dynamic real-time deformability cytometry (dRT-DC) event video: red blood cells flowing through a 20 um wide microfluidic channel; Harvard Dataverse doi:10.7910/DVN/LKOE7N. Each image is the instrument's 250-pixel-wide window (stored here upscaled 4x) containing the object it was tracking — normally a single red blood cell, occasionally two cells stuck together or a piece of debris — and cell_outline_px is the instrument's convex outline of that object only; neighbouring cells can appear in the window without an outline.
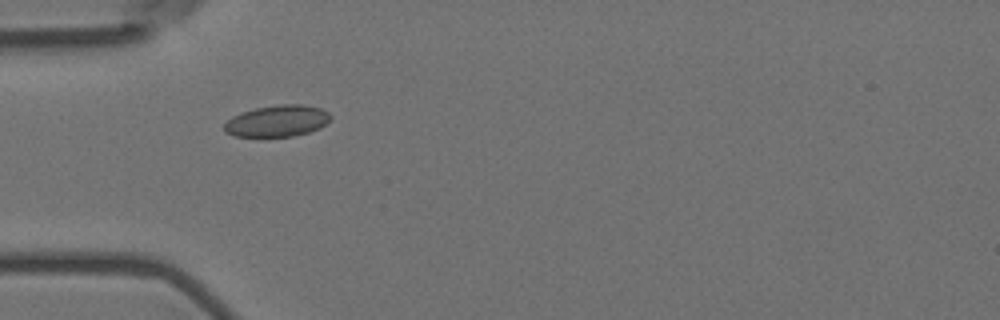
{"species": "Egyptian fruit bat (a non-hibernating species)", "species_latin": "Rousettus aegyptiacus", "temperature_condition": "room temperature", "stored_images_in_passage": 10, "camera_frame_rate_fps": 3000, "um_per_image_px": 0.085, "animal": {"sex": "female"}, "frame": {"image": 1, "passage_image": 5, "time_ms": 1.333, "image_size_px": [1000, 320], "cell_outline_px": [[332, 116], [320, 128], [308, 132], [292, 136], [236, 136], [224, 132], [224, 124], [232, 116], [240, 112], [256, 108], [280, 104], [304, 104], [320, 108], [328, 112]], "centroid_in_image_um": [23.55, 10.27], "position_along_channel_um": 61.4, "area_um2": 19.42}}
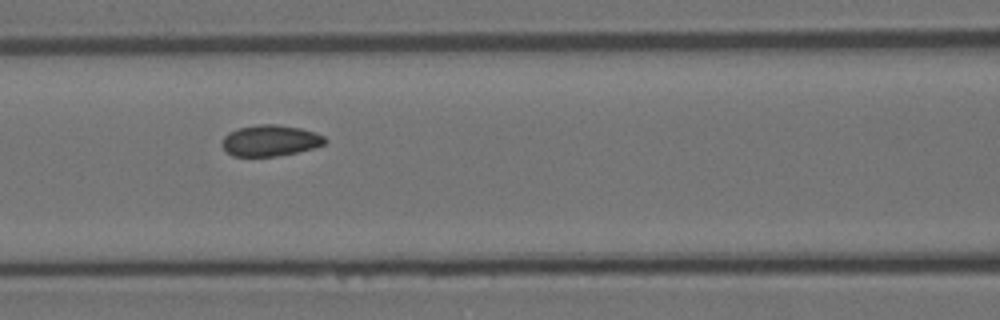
{"frame": {"image": 2, "passage_image": 7, "time_ms": 2.0, "image_size_px": [1000, 320], "cell_outline_px": [[328, 140], [324, 144], [312, 148], [296, 152], [276, 156], [232, 156], [220, 144], [224, 136], [228, 132], [240, 128], [260, 124], [276, 124], [300, 128], [324, 136]], "centroid_in_image_um": [22.94, 11.95], "position_along_channel_um": 143.7, "area_um2": 18.5}}
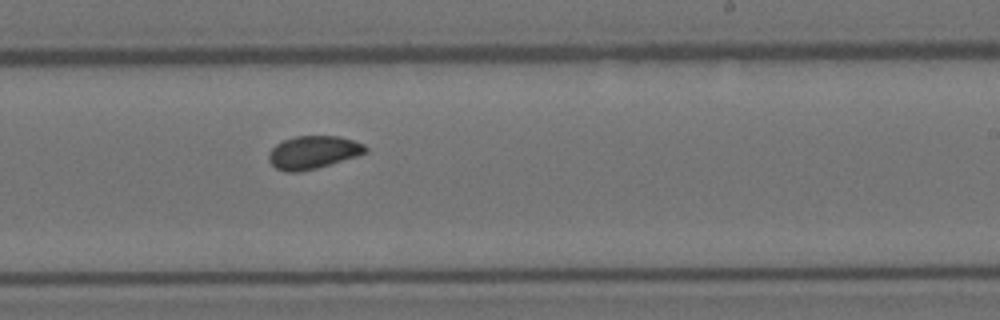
{"frame": {"image": 3, "passage_image": 10, "time_ms": 3.0, "image_size_px": [1000, 320], "cell_outline_px": [[368, 152], [356, 156], [316, 168], [300, 172], [284, 172], [276, 168], [268, 160], [268, 152], [276, 144], [284, 140], [296, 136], [340, 136], [364, 144], [368, 148]], "centroid_in_image_um": [26.6, 12.95], "position_along_channel_um": 262.4, "area_um2": 18.55}}